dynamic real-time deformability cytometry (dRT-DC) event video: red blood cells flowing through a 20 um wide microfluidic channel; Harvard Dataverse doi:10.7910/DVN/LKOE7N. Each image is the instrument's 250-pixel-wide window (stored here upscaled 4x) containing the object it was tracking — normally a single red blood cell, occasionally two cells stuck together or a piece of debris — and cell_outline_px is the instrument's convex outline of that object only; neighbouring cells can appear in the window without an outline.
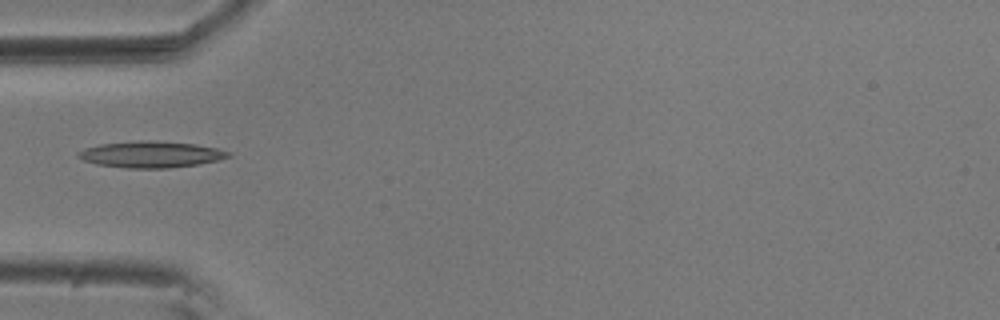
{"species": "common noctule bat (a hibernating species)", "species_latin": "Nyctalus noctula", "temperature_condition": "room temperature", "stored_images_in_passage": 10, "camera_frame_rate_fps": 3000, "um_per_image_px": 0.085, "animal": {"sex": "male", "body_mass_g": 20.5, "forearm_length_mm": 52.5}, "frame": {"image": 1, "passage_image": 1, "time_ms": 0.0, "image_size_px": [1000, 320], "cell_outline_px": [[232, 156], [220, 160], [200, 164], [168, 168], [128, 168], [96, 164], [84, 160], [76, 156], [76, 152], [84, 148], [100, 144], [140, 140], [148, 140], [196, 144], [216, 148], [228, 152]], "centroid_in_image_um": [12.82, 13.12], "position_along_channel_um": 72.2, "area_um2": 23.12}}
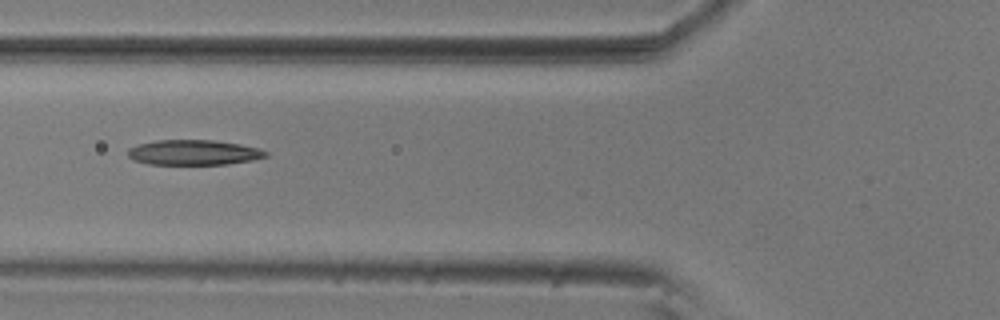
{"frame": {"image": 2, "passage_image": 4, "time_ms": 1.0, "image_size_px": [1000, 320], "cell_outline_px": [[268, 156], [252, 160], [228, 164], [148, 164], [132, 160], [128, 156], [128, 148], [140, 144], [156, 140], [212, 140], [240, 144], [260, 148], [268, 152]], "centroid_in_image_um": [16.47, 12.96], "position_along_channel_um": 109.3, "area_um2": 20.23}}
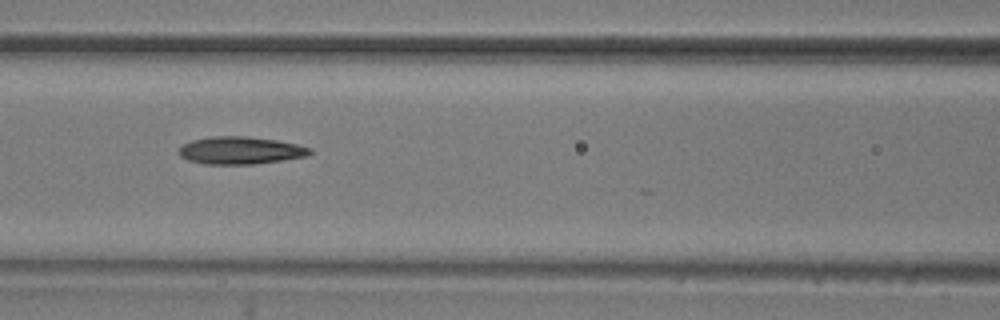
{"frame": {"image": 3, "passage_image": 7, "time_ms": 2.0, "image_size_px": [1000, 320], "cell_outline_px": [[312, 152], [308, 156], [256, 164], [204, 164], [188, 160], [180, 156], [180, 148], [184, 144], [192, 140], [212, 136], [244, 136], [276, 140], [296, 144], [312, 148]], "centroid_in_image_um": [20.46, 12.79], "position_along_channel_um": 146.1, "area_um2": 20.92}}